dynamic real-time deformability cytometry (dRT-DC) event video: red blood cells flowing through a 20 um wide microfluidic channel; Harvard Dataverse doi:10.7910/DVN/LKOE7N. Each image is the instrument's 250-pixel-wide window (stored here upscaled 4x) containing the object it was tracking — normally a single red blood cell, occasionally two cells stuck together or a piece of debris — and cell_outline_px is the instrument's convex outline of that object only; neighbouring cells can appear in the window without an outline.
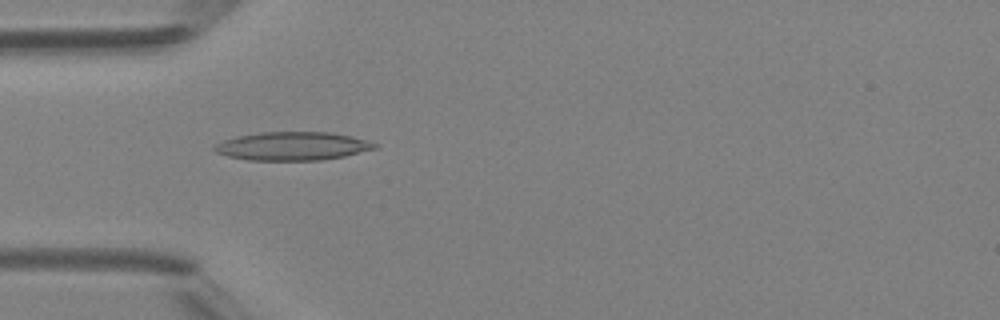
{"species": "Egyptian fruit bat (a non-hibernating species)", "species_latin": "Rousettus aegyptiacus", "temperature_condition": "room temperature", "stored_images_in_passage": 6, "camera_frame_rate_fps": 3000, "um_per_image_px": 0.085, "animal": {"sex": "female"}, "frame": {"image": 1, "passage_image": 5, "time_ms": 4.667, "image_size_px": [1000, 320], "cell_outline_px": [[380, 144], [376, 148], [344, 156], [320, 160], [248, 160], [228, 156], [216, 152], [212, 148], [216, 144], [224, 140], [236, 136], [260, 132], [332, 132], [368, 140]], "centroid_in_image_um": [24.87, 12.41], "position_along_channel_um": 60.1, "area_um2": 26.53}}
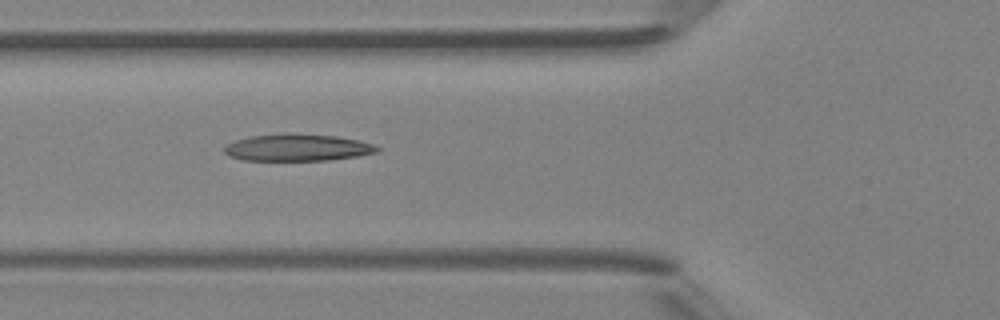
{"frame": {"image": 2, "passage_image": 6, "time_ms": 5.667, "image_size_px": [1000, 320], "cell_outline_px": [[380, 152], [356, 156], [328, 160], [244, 160], [232, 156], [224, 152], [224, 144], [248, 136], [288, 132], [336, 136], [356, 140], [372, 144], [380, 148]], "centroid_in_image_um": [25.26, 12.52], "position_along_channel_um": 100.5, "area_um2": 24.1}}